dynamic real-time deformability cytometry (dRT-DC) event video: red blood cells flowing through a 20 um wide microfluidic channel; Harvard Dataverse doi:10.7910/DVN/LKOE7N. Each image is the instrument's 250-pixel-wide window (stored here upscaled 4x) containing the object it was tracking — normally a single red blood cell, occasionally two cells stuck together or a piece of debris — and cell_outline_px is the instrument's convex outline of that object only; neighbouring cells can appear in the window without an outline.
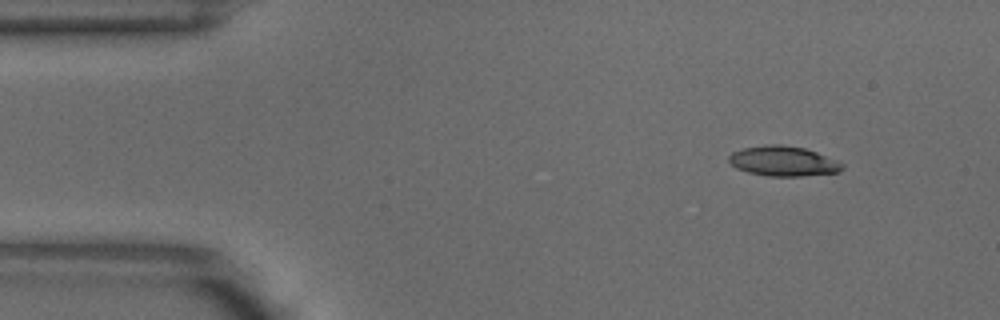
{"species": "common noctule bat (a hibernating species)", "species_latin": "Nyctalus noctula", "temperature_condition": "warm", "stored_images_in_passage": 4, "segment_of_instrument_passage": [2, 2], "camera_frame_rate_fps": 3000, "um_per_image_px": 0.085, "animal": {"sex": "male", "body_mass_g": 18.8}, "frame": {"image": 1, "passage_image": 4, "time_ms": 1.0, "image_size_px": [1000, 320], "cell_outline_px": [[844, 168], [840, 172], [800, 176], [768, 176], [748, 172], [736, 168], [728, 160], [728, 156], [732, 152], [744, 148], [764, 144], [780, 144], [804, 148], [816, 152], [836, 160], [844, 164]], "centroid_in_image_um": [66.57, 13.69], "position_along_channel_um": 18.4, "area_um2": 19.83}}